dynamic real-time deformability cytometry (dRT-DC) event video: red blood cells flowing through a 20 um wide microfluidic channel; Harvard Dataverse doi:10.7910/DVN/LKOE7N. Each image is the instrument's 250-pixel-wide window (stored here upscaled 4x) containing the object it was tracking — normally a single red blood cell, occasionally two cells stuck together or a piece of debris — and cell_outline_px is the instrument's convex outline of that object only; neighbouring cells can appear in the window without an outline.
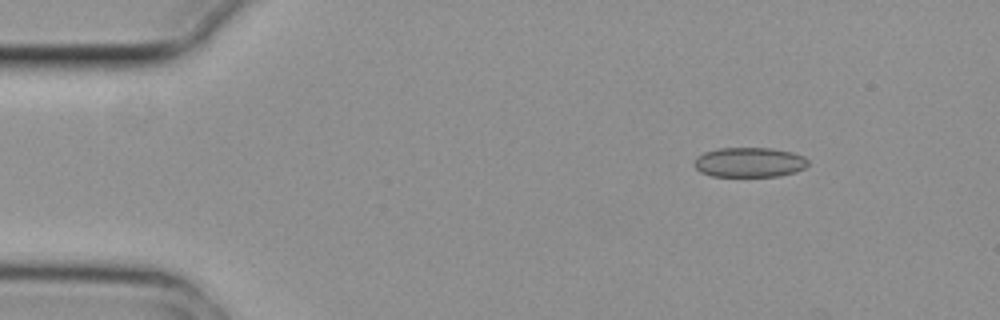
{"species": "common noctule bat (a hibernating species)", "species_latin": "Nyctalus noctula", "temperature_condition": "cold", "stored_images_in_passage": 4, "camera_frame_rate_fps": 3000, "um_per_image_px": 0.085, "animal": {"sex": "female", "body_mass_g": 29.2, "forearm_length_mm": 56.3}, "frame": {"image": 1, "passage_image": 2, "time_ms": 0.333, "image_size_px": [1000, 320], "cell_outline_px": [[808, 164], [804, 168], [796, 172], [780, 176], [712, 176], [700, 172], [692, 164], [696, 156], [704, 152], [720, 148], [772, 148], [792, 152], [804, 156], [808, 160]], "centroid_in_image_um": [63.69, 13.79], "position_along_channel_um": 21.3, "area_um2": 19.94}}